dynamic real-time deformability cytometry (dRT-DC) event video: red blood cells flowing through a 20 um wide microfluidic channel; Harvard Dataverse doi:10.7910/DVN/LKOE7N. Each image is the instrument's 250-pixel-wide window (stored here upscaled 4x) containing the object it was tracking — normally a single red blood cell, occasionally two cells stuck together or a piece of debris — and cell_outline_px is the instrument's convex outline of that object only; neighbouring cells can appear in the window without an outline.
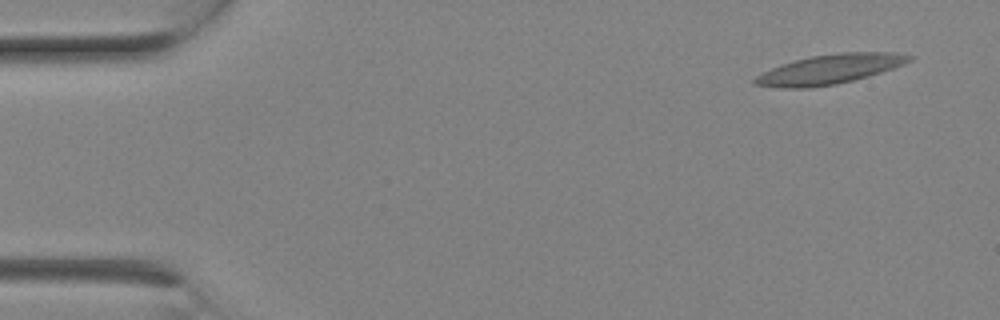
{"species": "Egyptian fruit bat (a non-hibernating species)", "species_latin": "Rousettus aegyptiacus", "temperature_condition": "room temperature", "stored_images_in_passage": 7, "camera_frame_rate_fps": 3000, "um_per_image_px": 0.085, "animal": {"sex": "female"}, "frame": {"image": 1, "passage_image": 2, "time_ms": 0.333, "image_size_px": [1000, 320], "cell_outline_px": [[916, 56], [912, 60], [904, 64], [868, 76], [836, 84], [808, 88], [780, 88], [752, 84], [752, 80], [756, 76], [772, 68], [796, 60], [812, 56], [840, 52], [896, 52]], "centroid_in_image_um": [70.55, 5.88], "position_along_channel_um": 14.4, "area_um2": 26.41}}
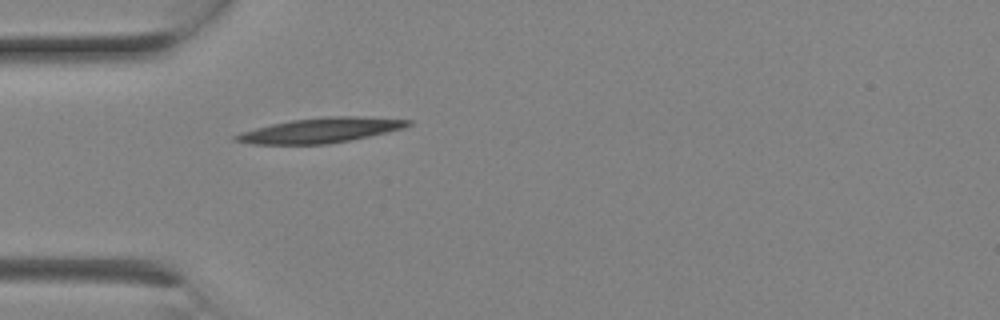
{"frame": {"image": 2, "passage_image": 7, "time_ms": 2.0, "image_size_px": [1000, 320], "cell_outline_px": [[412, 124], [404, 128], [368, 136], [328, 144], [252, 144], [232, 140], [232, 136], [240, 132], [272, 124], [292, 120], [328, 116], [356, 116], [412, 120]], "centroid_in_image_um": [27.22, 11.07], "position_along_channel_um": 57.8, "area_um2": 24.8}}